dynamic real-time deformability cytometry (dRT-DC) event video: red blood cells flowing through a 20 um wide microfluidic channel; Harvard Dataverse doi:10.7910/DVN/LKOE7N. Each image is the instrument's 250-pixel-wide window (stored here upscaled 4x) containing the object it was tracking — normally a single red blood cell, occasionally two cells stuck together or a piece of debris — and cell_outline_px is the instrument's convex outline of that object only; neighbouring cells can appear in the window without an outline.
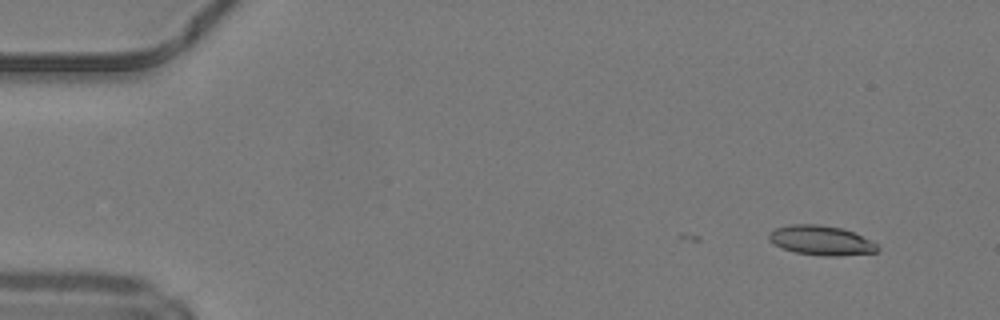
{"species": "common noctule bat (a hibernating species)", "species_latin": "Nyctalus noctula", "temperature_condition": "warm", "stored_images_in_passage": 4, "camera_frame_rate_fps": 3000, "um_per_image_px": 0.085, "animal": {"sex": "male", "body_mass_g": 19.2, "forearm_length_mm": 51.8}, "frame": {"image": 1, "passage_image": 4, "time_ms": 1.0, "image_size_px": [1000, 320], "cell_outline_px": [[880, 248], [876, 252], [836, 256], [824, 256], [796, 252], [784, 248], [768, 240], [768, 232], [776, 228], [792, 224], [816, 224], [840, 228], [852, 232], [876, 244]], "centroid_in_image_um": [69.76, 20.43], "position_along_channel_um": 15.2, "area_um2": 18.32}}